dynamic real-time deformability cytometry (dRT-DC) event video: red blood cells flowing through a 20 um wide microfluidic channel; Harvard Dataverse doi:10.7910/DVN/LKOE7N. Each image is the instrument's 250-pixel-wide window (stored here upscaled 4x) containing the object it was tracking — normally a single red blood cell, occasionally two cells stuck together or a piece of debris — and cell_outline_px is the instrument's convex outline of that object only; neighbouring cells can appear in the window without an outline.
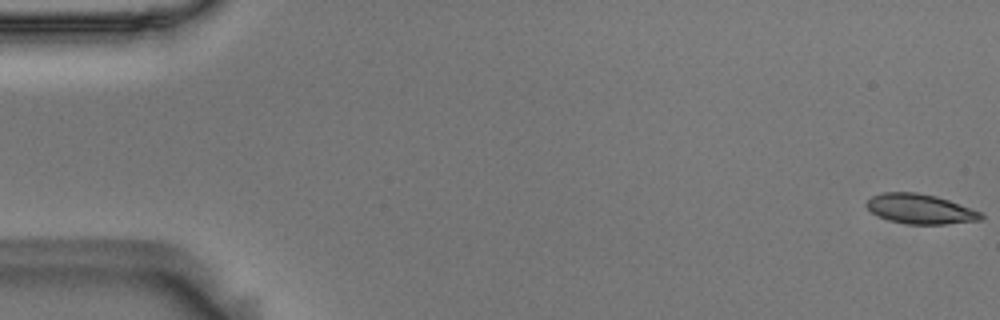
{"species": "Egyptian fruit bat (a non-hibernating species)", "species_latin": "Rousettus aegyptiacus", "temperature_condition": "room temperature", "stored_images_in_passage": 56, "camera_frame_rate_fps": 3000, "um_per_image_px": 0.085, "animal": {"sex": "male"}, "frame": {"image": 1, "passage_image": 1, "time_ms": 0.0, "image_size_px": [1000, 320], "cell_outline_px": [[984, 220], [944, 224], [904, 224], [888, 220], [872, 212], [864, 204], [872, 196], [884, 192], [916, 192], [936, 196], [948, 200], [980, 212], [984, 216]], "centroid_in_image_um": [78.21, 17.77], "position_along_channel_um": 6.8, "area_um2": 19.77}}
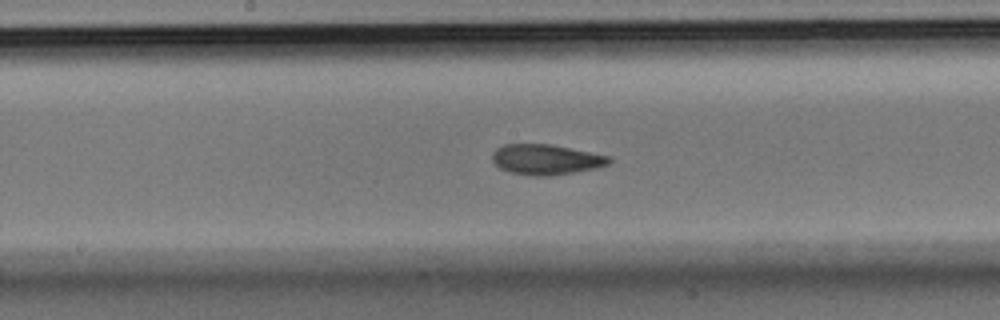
{"frame": {"image": 2, "passage_image": 29, "time_ms": 9.333, "image_size_px": [1000, 320], "cell_outline_px": [[612, 160], [608, 164], [596, 168], [548, 176], [532, 176], [512, 172], [500, 168], [492, 160], [492, 152], [496, 148], [504, 144], [552, 144], [612, 156]], "centroid_in_image_um": [46.42, 13.54], "position_along_channel_um": 201.8, "area_um2": 20.69}}
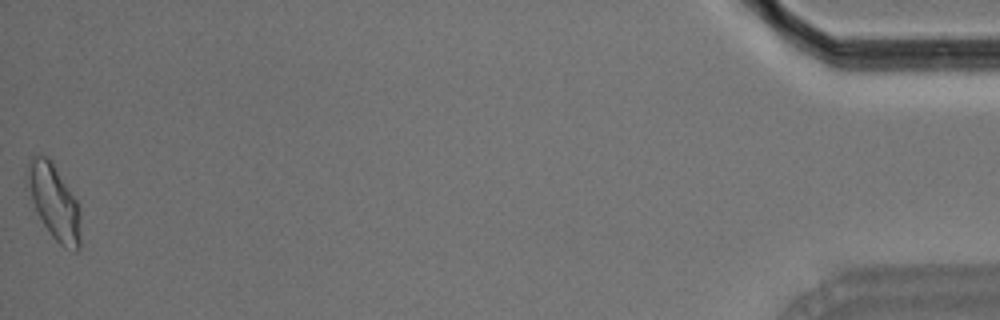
{"frame": {"image": 3, "passage_image": 56, "time_ms": 18.333, "image_size_px": [1000, 320], "cell_outline_px": [[80, 248], [76, 252], [64, 248], [52, 236], [36, 212], [24, 188], [24, 176], [28, 160], [32, 156], [48, 156], [76, 200], [80, 212]], "centroid_in_image_um": [4.53, 17.15], "position_along_channel_um": 430.7, "area_um2": 23.7}, "authors_computed_cell_mechanics": {"area_um2": 20.4034, "velocity_mm_per_s": 3.617, "shape_relaxation_time_tau1_ms": 6.0391, "shape_relaxation_time_tau2_ms": 1.5659, "deformation_change_tau1": 0.1335, "deformation_change_tau2": 0.0645}}